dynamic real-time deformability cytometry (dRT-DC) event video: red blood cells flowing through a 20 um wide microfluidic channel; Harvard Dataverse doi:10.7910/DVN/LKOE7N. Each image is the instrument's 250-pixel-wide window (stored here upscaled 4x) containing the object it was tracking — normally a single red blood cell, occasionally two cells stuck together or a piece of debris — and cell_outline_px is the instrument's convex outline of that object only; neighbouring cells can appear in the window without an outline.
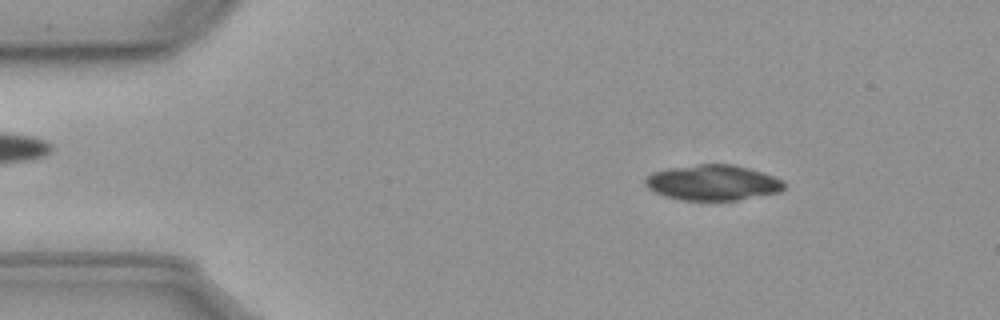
{"species": "common noctule bat (a hibernating species)", "species_latin": "Nyctalus noctula", "temperature_condition": "cold", "stored_images_in_passage": 55, "camera_frame_rate_fps": 3000, "um_per_image_px": 0.085, "animal": {"sex": "male", "body_mass_g": 23.1, "forearm_length_mm": 52.7}, "frame": {"image": 1, "passage_image": 7, "time_ms": 2.0, "image_size_px": [1000, 320], "cell_outline_px": [[784, 188], [780, 192], [736, 200], [680, 200], [664, 196], [648, 188], [644, 184], [644, 180], [652, 172], [672, 168], [700, 164], [732, 164], [748, 168], [772, 176], [780, 180], [784, 184]], "centroid_in_image_um": [60.55, 15.53], "position_along_channel_um": 24.4, "area_um2": 28.38}, "authors_computed_cell_mechanics": {"area_um2": 27.9174, "velocity_mm_per_s": 3.6019, "shape_relaxation_time_tau1_ms": 3.7788, "shape_relaxation_time_tau2_ms": null, "deformation_change_tau1": 0.0669, "deformation_change_tau2": null}}